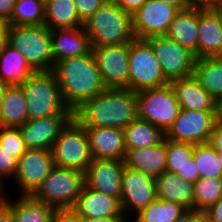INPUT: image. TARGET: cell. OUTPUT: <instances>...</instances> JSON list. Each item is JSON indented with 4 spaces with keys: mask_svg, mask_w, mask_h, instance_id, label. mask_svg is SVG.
I'll return each instance as SVG.
<instances>
[{
    "mask_svg": "<svg viewBox=\"0 0 222 222\" xmlns=\"http://www.w3.org/2000/svg\"><path fill=\"white\" fill-rule=\"evenodd\" d=\"M18 197L12 200L8 195L4 196V202L12 209L15 222H50L55 210L52 206L37 201L31 195Z\"/></svg>",
    "mask_w": 222,
    "mask_h": 222,
    "instance_id": "obj_28",
    "label": "cell"
},
{
    "mask_svg": "<svg viewBox=\"0 0 222 222\" xmlns=\"http://www.w3.org/2000/svg\"><path fill=\"white\" fill-rule=\"evenodd\" d=\"M50 222H81V218L73 209H55Z\"/></svg>",
    "mask_w": 222,
    "mask_h": 222,
    "instance_id": "obj_41",
    "label": "cell"
},
{
    "mask_svg": "<svg viewBox=\"0 0 222 222\" xmlns=\"http://www.w3.org/2000/svg\"><path fill=\"white\" fill-rule=\"evenodd\" d=\"M220 0H187L190 6L217 7Z\"/></svg>",
    "mask_w": 222,
    "mask_h": 222,
    "instance_id": "obj_50",
    "label": "cell"
},
{
    "mask_svg": "<svg viewBox=\"0 0 222 222\" xmlns=\"http://www.w3.org/2000/svg\"><path fill=\"white\" fill-rule=\"evenodd\" d=\"M0 222H15L12 209L5 202L0 205Z\"/></svg>",
    "mask_w": 222,
    "mask_h": 222,
    "instance_id": "obj_47",
    "label": "cell"
},
{
    "mask_svg": "<svg viewBox=\"0 0 222 222\" xmlns=\"http://www.w3.org/2000/svg\"><path fill=\"white\" fill-rule=\"evenodd\" d=\"M217 121V111L180 109L165 138L193 145L208 143Z\"/></svg>",
    "mask_w": 222,
    "mask_h": 222,
    "instance_id": "obj_11",
    "label": "cell"
},
{
    "mask_svg": "<svg viewBox=\"0 0 222 222\" xmlns=\"http://www.w3.org/2000/svg\"><path fill=\"white\" fill-rule=\"evenodd\" d=\"M182 180L194 184L200 177L194 158H190L188 163L176 173Z\"/></svg>",
    "mask_w": 222,
    "mask_h": 222,
    "instance_id": "obj_40",
    "label": "cell"
},
{
    "mask_svg": "<svg viewBox=\"0 0 222 222\" xmlns=\"http://www.w3.org/2000/svg\"><path fill=\"white\" fill-rule=\"evenodd\" d=\"M105 1L106 0H74L80 20L85 23Z\"/></svg>",
    "mask_w": 222,
    "mask_h": 222,
    "instance_id": "obj_39",
    "label": "cell"
},
{
    "mask_svg": "<svg viewBox=\"0 0 222 222\" xmlns=\"http://www.w3.org/2000/svg\"><path fill=\"white\" fill-rule=\"evenodd\" d=\"M159 1L175 6L179 11L190 7L187 0H159Z\"/></svg>",
    "mask_w": 222,
    "mask_h": 222,
    "instance_id": "obj_51",
    "label": "cell"
},
{
    "mask_svg": "<svg viewBox=\"0 0 222 222\" xmlns=\"http://www.w3.org/2000/svg\"><path fill=\"white\" fill-rule=\"evenodd\" d=\"M73 117L84 127L124 129L138 117L137 95L128 88H106L84 101L73 111Z\"/></svg>",
    "mask_w": 222,
    "mask_h": 222,
    "instance_id": "obj_1",
    "label": "cell"
},
{
    "mask_svg": "<svg viewBox=\"0 0 222 222\" xmlns=\"http://www.w3.org/2000/svg\"><path fill=\"white\" fill-rule=\"evenodd\" d=\"M91 47L130 43L134 39L132 16L113 0H106L84 23Z\"/></svg>",
    "mask_w": 222,
    "mask_h": 222,
    "instance_id": "obj_3",
    "label": "cell"
},
{
    "mask_svg": "<svg viewBox=\"0 0 222 222\" xmlns=\"http://www.w3.org/2000/svg\"><path fill=\"white\" fill-rule=\"evenodd\" d=\"M187 209L182 205L161 199H156L146 208L132 216L129 222H175Z\"/></svg>",
    "mask_w": 222,
    "mask_h": 222,
    "instance_id": "obj_32",
    "label": "cell"
},
{
    "mask_svg": "<svg viewBox=\"0 0 222 222\" xmlns=\"http://www.w3.org/2000/svg\"><path fill=\"white\" fill-rule=\"evenodd\" d=\"M124 11L132 15L136 12L147 0H113Z\"/></svg>",
    "mask_w": 222,
    "mask_h": 222,
    "instance_id": "obj_43",
    "label": "cell"
},
{
    "mask_svg": "<svg viewBox=\"0 0 222 222\" xmlns=\"http://www.w3.org/2000/svg\"><path fill=\"white\" fill-rule=\"evenodd\" d=\"M73 118V114L52 115L27 120L19 126L27 149L51 150L61 130Z\"/></svg>",
    "mask_w": 222,
    "mask_h": 222,
    "instance_id": "obj_16",
    "label": "cell"
},
{
    "mask_svg": "<svg viewBox=\"0 0 222 222\" xmlns=\"http://www.w3.org/2000/svg\"><path fill=\"white\" fill-rule=\"evenodd\" d=\"M34 73L23 54L10 44L4 47L0 53V78L8 86H20Z\"/></svg>",
    "mask_w": 222,
    "mask_h": 222,
    "instance_id": "obj_26",
    "label": "cell"
},
{
    "mask_svg": "<svg viewBox=\"0 0 222 222\" xmlns=\"http://www.w3.org/2000/svg\"><path fill=\"white\" fill-rule=\"evenodd\" d=\"M92 52L105 87L129 89V43L92 47Z\"/></svg>",
    "mask_w": 222,
    "mask_h": 222,
    "instance_id": "obj_15",
    "label": "cell"
},
{
    "mask_svg": "<svg viewBox=\"0 0 222 222\" xmlns=\"http://www.w3.org/2000/svg\"><path fill=\"white\" fill-rule=\"evenodd\" d=\"M81 222H129L126 217L81 218Z\"/></svg>",
    "mask_w": 222,
    "mask_h": 222,
    "instance_id": "obj_49",
    "label": "cell"
},
{
    "mask_svg": "<svg viewBox=\"0 0 222 222\" xmlns=\"http://www.w3.org/2000/svg\"><path fill=\"white\" fill-rule=\"evenodd\" d=\"M217 7L222 10V0L219 1Z\"/></svg>",
    "mask_w": 222,
    "mask_h": 222,
    "instance_id": "obj_56",
    "label": "cell"
},
{
    "mask_svg": "<svg viewBox=\"0 0 222 222\" xmlns=\"http://www.w3.org/2000/svg\"><path fill=\"white\" fill-rule=\"evenodd\" d=\"M216 57L222 58V47L220 53Z\"/></svg>",
    "mask_w": 222,
    "mask_h": 222,
    "instance_id": "obj_57",
    "label": "cell"
},
{
    "mask_svg": "<svg viewBox=\"0 0 222 222\" xmlns=\"http://www.w3.org/2000/svg\"><path fill=\"white\" fill-rule=\"evenodd\" d=\"M0 146L18 159L27 150L19 128L0 126Z\"/></svg>",
    "mask_w": 222,
    "mask_h": 222,
    "instance_id": "obj_37",
    "label": "cell"
},
{
    "mask_svg": "<svg viewBox=\"0 0 222 222\" xmlns=\"http://www.w3.org/2000/svg\"><path fill=\"white\" fill-rule=\"evenodd\" d=\"M208 143L217 151L222 152V122L217 121L210 135Z\"/></svg>",
    "mask_w": 222,
    "mask_h": 222,
    "instance_id": "obj_42",
    "label": "cell"
},
{
    "mask_svg": "<svg viewBox=\"0 0 222 222\" xmlns=\"http://www.w3.org/2000/svg\"><path fill=\"white\" fill-rule=\"evenodd\" d=\"M45 3L42 0H16L9 25L42 26L45 21Z\"/></svg>",
    "mask_w": 222,
    "mask_h": 222,
    "instance_id": "obj_34",
    "label": "cell"
},
{
    "mask_svg": "<svg viewBox=\"0 0 222 222\" xmlns=\"http://www.w3.org/2000/svg\"><path fill=\"white\" fill-rule=\"evenodd\" d=\"M209 222H222V197L204 212Z\"/></svg>",
    "mask_w": 222,
    "mask_h": 222,
    "instance_id": "obj_44",
    "label": "cell"
},
{
    "mask_svg": "<svg viewBox=\"0 0 222 222\" xmlns=\"http://www.w3.org/2000/svg\"><path fill=\"white\" fill-rule=\"evenodd\" d=\"M8 87L9 86L0 78V104L2 102L5 91Z\"/></svg>",
    "mask_w": 222,
    "mask_h": 222,
    "instance_id": "obj_52",
    "label": "cell"
},
{
    "mask_svg": "<svg viewBox=\"0 0 222 222\" xmlns=\"http://www.w3.org/2000/svg\"><path fill=\"white\" fill-rule=\"evenodd\" d=\"M169 84L151 45L145 39H133L129 43V89L140 91Z\"/></svg>",
    "mask_w": 222,
    "mask_h": 222,
    "instance_id": "obj_9",
    "label": "cell"
},
{
    "mask_svg": "<svg viewBox=\"0 0 222 222\" xmlns=\"http://www.w3.org/2000/svg\"><path fill=\"white\" fill-rule=\"evenodd\" d=\"M93 159H125L124 131L108 127L85 128Z\"/></svg>",
    "mask_w": 222,
    "mask_h": 222,
    "instance_id": "obj_21",
    "label": "cell"
},
{
    "mask_svg": "<svg viewBox=\"0 0 222 222\" xmlns=\"http://www.w3.org/2000/svg\"><path fill=\"white\" fill-rule=\"evenodd\" d=\"M123 160L93 159L84 173L85 185L121 200Z\"/></svg>",
    "mask_w": 222,
    "mask_h": 222,
    "instance_id": "obj_17",
    "label": "cell"
},
{
    "mask_svg": "<svg viewBox=\"0 0 222 222\" xmlns=\"http://www.w3.org/2000/svg\"><path fill=\"white\" fill-rule=\"evenodd\" d=\"M53 72L63 100L72 111L106 89L92 50L86 55L57 62Z\"/></svg>",
    "mask_w": 222,
    "mask_h": 222,
    "instance_id": "obj_2",
    "label": "cell"
},
{
    "mask_svg": "<svg viewBox=\"0 0 222 222\" xmlns=\"http://www.w3.org/2000/svg\"><path fill=\"white\" fill-rule=\"evenodd\" d=\"M84 184L83 172L55 165L31 196L54 209H73Z\"/></svg>",
    "mask_w": 222,
    "mask_h": 222,
    "instance_id": "obj_6",
    "label": "cell"
},
{
    "mask_svg": "<svg viewBox=\"0 0 222 222\" xmlns=\"http://www.w3.org/2000/svg\"><path fill=\"white\" fill-rule=\"evenodd\" d=\"M145 40L151 45L162 74L168 82L194 74L196 57L178 42L166 36H154Z\"/></svg>",
    "mask_w": 222,
    "mask_h": 222,
    "instance_id": "obj_10",
    "label": "cell"
},
{
    "mask_svg": "<svg viewBox=\"0 0 222 222\" xmlns=\"http://www.w3.org/2000/svg\"><path fill=\"white\" fill-rule=\"evenodd\" d=\"M217 120L222 122V98L217 102Z\"/></svg>",
    "mask_w": 222,
    "mask_h": 222,
    "instance_id": "obj_53",
    "label": "cell"
},
{
    "mask_svg": "<svg viewBox=\"0 0 222 222\" xmlns=\"http://www.w3.org/2000/svg\"><path fill=\"white\" fill-rule=\"evenodd\" d=\"M169 84L179 102L180 109L217 111V101L204 90L194 75L172 80Z\"/></svg>",
    "mask_w": 222,
    "mask_h": 222,
    "instance_id": "obj_22",
    "label": "cell"
},
{
    "mask_svg": "<svg viewBox=\"0 0 222 222\" xmlns=\"http://www.w3.org/2000/svg\"><path fill=\"white\" fill-rule=\"evenodd\" d=\"M193 192V210L204 213L222 197V177L199 178Z\"/></svg>",
    "mask_w": 222,
    "mask_h": 222,
    "instance_id": "obj_33",
    "label": "cell"
},
{
    "mask_svg": "<svg viewBox=\"0 0 222 222\" xmlns=\"http://www.w3.org/2000/svg\"><path fill=\"white\" fill-rule=\"evenodd\" d=\"M166 171L177 173L193 157L194 145L165 138Z\"/></svg>",
    "mask_w": 222,
    "mask_h": 222,
    "instance_id": "obj_36",
    "label": "cell"
},
{
    "mask_svg": "<svg viewBox=\"0 0 222 222\" xmlns=\"http://www.w3.org/2000/svg\"><path fill=\"white\" fill-rule=\"evenodd\" d=\"M179 10L159 0H147L132 16L135 39L165 36Z\"/></svg>",
    "mask_w": 222,
    "mask_h": 222,
    "instance_id": "obj_13",
    "label": "cell"
},
{
    "mask_svg": "<svg viewBox=\"0 0 222 222\" xmlns=\"http://www.w3.org/2000/svg\"><path fill=\"white\" fill-rule=\"evenodd\" d=\"M198 29L199 6H190L176 14L165 36L178 42L198 58Z\"/></svg>",
    "mask_w": 222,
    "mask_h": 222,
    "instance_id": "obj_23",
    "label": "cell"
},
{
    "mask_svg": "<svg viewBox=\"0 0 222 222\" xmlns=\"http://www.w3.org/2000/svg\"><path fill=\"white\" fill-rule=\"evenodd\" d=\"M54 164L51 150L27 149L18 160L15 182L20 195H32L49 175Z\"/></svg>",
    "mask_w": 222,
    "mask_h": 222,
    "instance_id": "obj_14",
    "label": "cell"
},
{
    "mask_svg": "<svg viewBox=\"0 0 222 222\" xmlns=\"http://www.w3.org/2000/svg\"><path fill=\"white\" fill-rule=\"evenodd\" d=\"M125 166L143 172L156 179L166 171L165 139L148 148L128 150L124 159Z\"/></svg>",
    "mask_w": 222,
    "mask_h": 222,
    "instance_id": "obj_24",
    "label": "cell"
},
{
    "mask_svg": "<svg viewBox=\"0 0 222 222\" xmlns=\"http://www.w3.org/2000/svg\"><path fill=\"white\" fill-rule=\"evenodd\" d=\"M138 117L157 126L164 133L178 117L180 105L170 84L136 92Z\"/></svg>",
    "mask_w": 222,
    "mask_h": 222,
    "instance_id": "obj_8",
    "label": "cell"
},
{
    "mask_svg": "<svg viewBox=\"0 0 222 222\" xmlns=\"http://www.w3.org/2000/svg\"><path fill=\"white\" fill-rule=\"evenodd\" d=\"M18 158L0 146V184L5 187V181L13 180L18 169ZM12 178V179H11Z\"/></svg>",
    "mask_w": 222,
    "mask_h": 222,
    "instance_id": "obj_38",
    "label": "cell"
},
{
    "mask_svg": "<svg viewBox=\"0 0 222 222\" xmlns=\"http://www.w3.org/2000/svg\"><path fill=\"white\" fill-rule=\"evenodd\" d=\"M53 69L57 62L88 54L91 50L90 38L84 26L51 30Z\"/></svg>",
    "mask_w": 222,
    "mask_h": 222,
    "instance_id": "obj_19",
    "label": "cell"
},
{
    "mask_svg": "<svg viewBox=\"0 0 222 222\" xmlns=\"http://www.w3.org/2000/svg\"><path fill=\"white\" fill-rule=\"evenodd\" d=\"M156 199V180L124 165L120 202L125 217L130 220Z\"/></svg>",
    "mask_w": 222,
    "mask_h": 222,
    "instance_id": "obj_12",
    "label": "cell"
},
{
    "mask_svg": "<svg viewBox=\"0 0 222 222\" xmlns=\"http://www.w3.org/2000/svg\"><path fill=\"white\" fill-rule=\"evenodd\" d=\"M175 222H209V220L204 213L197 212L195 210H187Z\"/></svg>",
    "mask_w": 222,
    "mask_h": 222,
    "instance_id": "obj_45",
    "label": "cell"
},
{
    "mask_svg": "<svg viewBox=\"0 0 222 222\" xmlns=\"http://www.w3.org/2000/svg\"><path fill=\"white\" fill-rule=\"evenodd\" d=\"M73 210L80 218L125 217L118 198L84 184Z\"/></svg>",
    "mask_w": 222,
    "mask_h": 222,
    "instance_id": "obj_20",
    "label": "cell"
},
{
    "mask_svg": "<svg viewBox=\"0 0 222 222\" xmlns=\"http://www.w3.org/2000/svg\"><path fill=\"white\" fill-rule=\"evenodd\" d=\"M9 24L4 21H0V53L4 50V47L8 44V31Z\"/></svg>",
    "mask_w": 222,
    "mask_h": 222,
    "instance_id": "obj_48",
    "label": "cell"
},
{
    "mask_svg": "<svg viewBox=\"0 0 222 222\" xmlns=\"http://www.w3.org/2000/svg\"><path fill=\"white\" fill-rule=\"evenodd\" d=\"M193 75L217 102L222 98V58H196Z\"/></svg>",
    "mask_w": 222,
    "mask_h": 222,
    "instance_id": "obj_31",
    "label": "cell"
},
{
    "mask_svg": "<svg viewBox=\"0 0 222 222\" xmlns=\"http://www.w3.org/2000/svg\"><path fill=\"white\" fill-rule=\"evenodd\" d=\"M156 180L157 198L193 210V184L182 180L176 173L164 171Z\"/></svg>",
    "mask_w": 222,
    "mask_h": 222,
    "instance_id": "obj_25",
    "label": "cell"
},
{
    "mask_svg": "<svg viewBox=\"0 0 222 222\" xmlns=\"http://www.w3.org/2000/svg\"><path fill=\"white\" fill-rule=\"evenodd\" d=\"M217 156H218L219 162L222 166V152H217Z\"/></svg>",
    "mask_w": 222,
    "mask_h": 222,
    "instance_id": "obj_55",
    "label": "cell"
},
{
    "mask_svg": "<svg viewBox=\"0 0 222 222\" xmlns=\"http://www.w3.org/2000/svg\"><path fill=\"white\" fill-rule=\"evenodd\" d=\"M126 150L148 148L161 143L165 133L157 126L137 117L124 129Z\"/></svg>",
    "mask_w": 222,
    "mask_h": 222,
    "instance_id": "obj_30",
    "label": "cell"
},
{
    "mask_svg": "<svg viewBox=\"0 0 222 222\" xmlns=\"http://www.w3.org/2000/svg\"><path fill=\"white\" fill-rule=\"evenodd\" d=\"M16 0H0V21L8 22L12 16Z\"/></svg>",
    "mask_w": 222,
    "mask_h": 222,
    "instance_id": "obj_46",
    "label": "cell"
},
{
    "mask_svg": "<svg viewBox=\"0 0 222 222\" xmlns=\"http://www.w3.org/2000/svg\"><path fill=\"white\" fill-rule=\"evenodd\" d=\"M5 187H3L1 184H0V197H4L5 196V193H6V189Z\"/></svg>",
    "mask_w": 222,
    "mask_h": 222,
    "instance_id": "obj_54",
    "label": "cell"
},
{
    "mask_svg": "<svg viewBox=\"0 0 222 222\" xmlns=\"http://www.w3.org/2000/svg\"><path fill=\"white\" fill-rule=\"evenodd\" d=\"M44 25L50 30L84 26L74 0H48L44 6Z\"/></svg>",
    "mask_w": 222,
    "mask_h": 222,
    "instance_id": "obj_29",
    "label": "cell"
},
{
    "mask_svg": "<svg viewBox=\"0 0 222 222\" xmlns=\"http://www.w3.org/2000/svg\"><path fill=\"white\" fill-rule=\"evenodd\" d=\"M51 151L56 166L83 173L93 160L87 131L74 117L61 130Z\"/></svg>",
    "mask_w": 222,
    "mask_h": 222,
    "instance_id": "obj_7",
    "label": "cell"
},
{
    "mask_svg": "<svg viewBox=\"0 0 222 222\" xmlns=\"http://www.w3.org/2000/svg\"><path fill=\"white\" fill-rule=\"evenodd\" d=\"M4 202V197H0V205Z\"/></svg>",
    "mask_w": 222,
    "mask_h": 222,
    "instance_id": "obj_58",
    "label": "cell"
},
{
    "mask_svg": "<svg viewBox=\"0 0 222 222\" xmlns=\"http://www.w3.org/2000/svg\"><path fill=\"white\" fill-rule=\"evenodd\" d=\"M193 158L200 178L222 177L217 151L209 143L194 145Z\"/></svg>",
    "mask_w": 222,
    "mask_h": 222,
    "instance_id": "obj_35",
    "label": "cell"
},
{
    "mask_svg": "<svg viewBox=\"0 0 222 222\" xmlns=\"http://www.w3.org/2000/svg\"><path fill=\"white\" fill-rule=\"evenodd\" d=\"M20 86L27 102L28 120L59 114H73L63 100L53 71L35 72Z\"/></svg>",
    "mask_w": 222,
    "mask_h": 222,
    "instance_id": "obj_4",
    "label": "cell"
},
{
    "mask_svg": "<svg viewBox=\"0 0 222 222\" xmlns=\"http://www.w3.org/2000/svg\"><path fill=\"white\" fill-rule=\"evenodd\" d=\"M27 120V102L22 87L9 86L0 104V126L18 128Z\"/></svg>",
    "mask_w": 222,
    "mask_h": 222,
    "instance_id": "obj_27",
    "label": "cell"
},
{
    "mask_svg": "<svg viewBox=\"0 0 222 222\" xmlns=\"http://www.w3.org/2000/svg\"><path fill=\"white\" fill-rule=\"evenodd\" d=\"M8 44L24 55L35 72L53 71L51 30L45 25H10Z\"/></svg>",
    "mask_w": 222,
    "mask_h": 222,
    "instance_id": "obj_5",
    "label": "cell"
},
{
    "mask_svg": "<svg viewBox=\"0 0 222 222\" xmlns=\"http://www.w3.org/2000/svg\"><path fill=\"white\" fill-rule=\"evenodd\" d=\"M198 58L216 57L222 47V10L199 6Z\"/></svg>",
    "mask_w": 222,
    "mask_h": 222,
    "instance_id": "obj_18",
    "label": "cell"
}]
</instances>
